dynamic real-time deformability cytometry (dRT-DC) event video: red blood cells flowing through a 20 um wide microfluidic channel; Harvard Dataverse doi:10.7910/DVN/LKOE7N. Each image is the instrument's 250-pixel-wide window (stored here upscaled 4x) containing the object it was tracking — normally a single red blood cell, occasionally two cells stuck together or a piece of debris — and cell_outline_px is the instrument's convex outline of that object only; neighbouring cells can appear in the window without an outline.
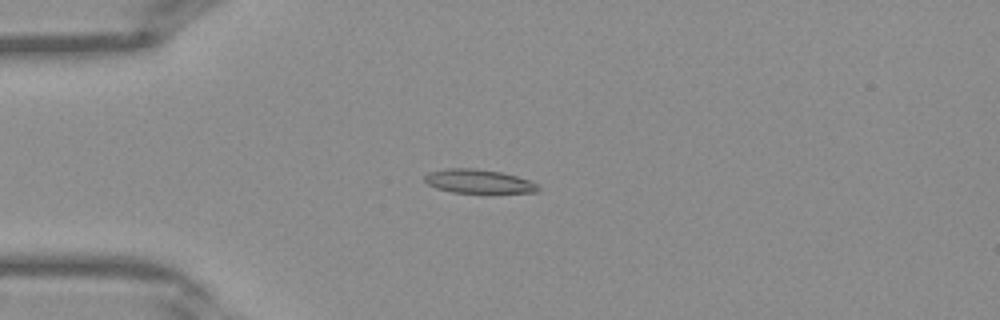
{"species": "Egyptian fruit bat (a non-hibernating species)", "species_latin": "Rousettus aegyptiacus", "temperature_condition": "warm", "stored_images_in_passage": 32, "camera_frame_rate_fps": 3000, "um_per_image_px": 0.085, "frame": {"image": 1, "passage_image": 2, "time_ms": 0.333, "image_size_px": [1000, 320], "cell_outline_px": [[540, 188], [536, 192], [492, 196], [488, 196], [452, 192], [436, 188], [428, 184], [424, 180], [424, 176], [428, 172], [448, 168], [472, 168], [500, 172], [516, 176], [528, 180], [536, 184]], "centroid_in_image_um": [40.71, 15.48], "position_along_channel_um": 44.3, "area_um2": 16.7}}
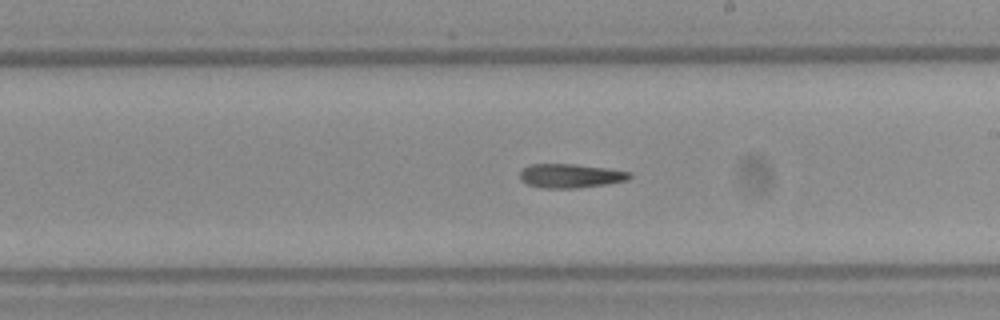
{"frame": {"image": 2, "passage_image": 15, "time_ms": 4.667, "image_size_px": [1000, 320], "cell_outline_px": [[632, 176], [628, 180], [604, 184], [576, 188], [540, 188], [528, 184], [520, 180], [520, 172], [524, 168], [532, 164], [576, 164], [608, 168], [632, 172]], "centroid_in_image_um": [48.5, 14.94], "position_along_channel_um": 240.5, "area_um2": 15.37}}
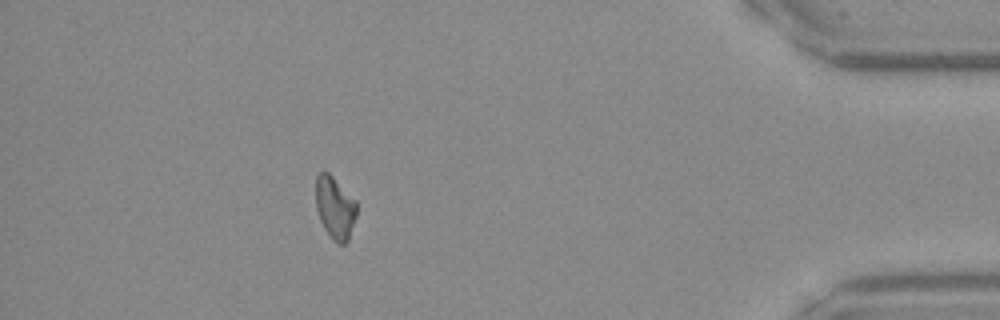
{"frame": {"image": 3, "passage_image": 28, "time_ms": 9.0, "image_size_px": [1000, 320], "cell_outline_px": [[356, 216], [348, 240], [344, 244], [336, 244], [332, 240], [324, 228], [320, 220], [316, 208], [316, 176], [324, 168], [356, 200]], "centroid_in_image_um": [28.46, 17.65], "position_along_channel_um": 406.7, "area_um2": 14.97}}